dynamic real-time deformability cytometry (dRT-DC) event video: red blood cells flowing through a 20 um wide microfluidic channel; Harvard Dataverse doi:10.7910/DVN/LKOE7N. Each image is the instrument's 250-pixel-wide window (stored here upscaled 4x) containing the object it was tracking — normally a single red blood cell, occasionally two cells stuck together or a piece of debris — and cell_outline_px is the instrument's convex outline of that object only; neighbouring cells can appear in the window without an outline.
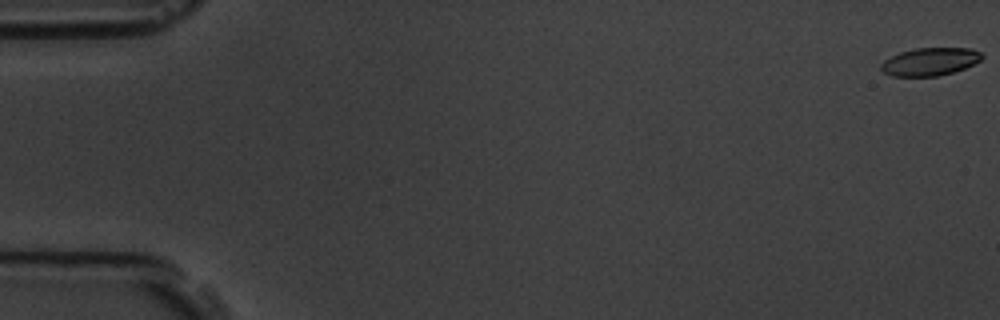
{"species": "common noctule bat (a hibernating species)", "species_latin": "Nyctalus noctula", "temperature_condition": "room temperature", "stored_images_in_passage": 58, "camera_frame_rate_fps": 3000, "um_per_image_px": 0.085, "animal": {"sex": "male", "body_mass_g": 19.5, "forearm_length_mm": 54.6}, "frame": {"image": 1, "passage_image": 1, "time_ms": 0.0, "image_size_px": [1000, 320], "cell_outline_px": [[984, 56], [980, 60], [964, 68], [952, 72], [936, 76], [892, 76], [884, 72], [880, 68], [880, 64], [884, 60], [900, 52], [916, 48], [972, 48], [980, 52]], "centroid_in_image_um": [79.03, 5.23], "position_along_channel_um": 6.0, "area_um2": 16.24}}
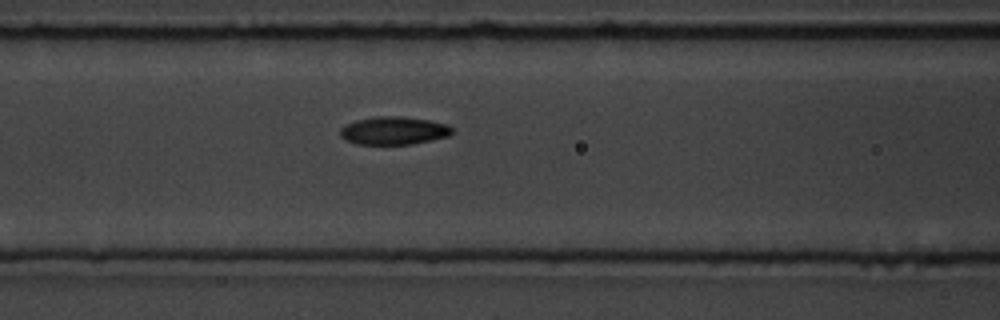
{"frame": {"image": 2, "passage_image": 25, "time_ms": 8.0, "image_size_px": [1000, 320], "cell_outline_px": [[452, 132], [448, 136], [412, 144], [356, 144], [340, 136], [340, 128], [344, 124], [356, 120], [376, 116], [400, 116], [428, 120], [448, 124], [452, 128]], "centroid_in_image_um": [33.44, 11.09], "position_along_channel_um": 133.2, "area_um2": 18.21}}
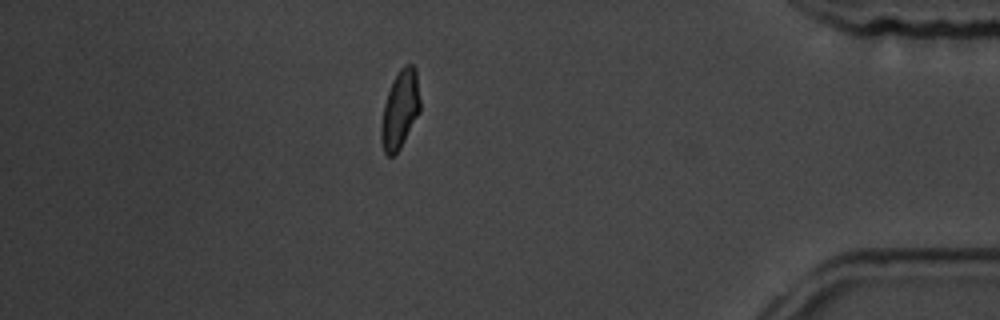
{"frame": {"image": 3, "passage_image": 51, "time_ms": 16.667, "image_size_px": [1000, 320], "cell_outline_px": [[420, 112], [400, 148], [392, 156], [388, 156], [384, 152], [380, 140], [380, 124], [384, 104], [392, 80], [400, 68], [404, 64], [412, 64], [416, 68], [420, 100]], "centroid_in_image_um": [33.99, 9.29], "position_along_channel_um": 401.2, "area_um2": 17.92}, "authors_computed_cell_mechanics": {"area_um2": 17.629, "velocity_mm_per_s": 3.5645, "shape_relaxation_time_tau1_ms": 3.3976, "shape_relaxation_time_tau2_ms": 2.5031, "deformation_change_tau1": 0.1293, "deformation_change_tau2": 0.0792}}